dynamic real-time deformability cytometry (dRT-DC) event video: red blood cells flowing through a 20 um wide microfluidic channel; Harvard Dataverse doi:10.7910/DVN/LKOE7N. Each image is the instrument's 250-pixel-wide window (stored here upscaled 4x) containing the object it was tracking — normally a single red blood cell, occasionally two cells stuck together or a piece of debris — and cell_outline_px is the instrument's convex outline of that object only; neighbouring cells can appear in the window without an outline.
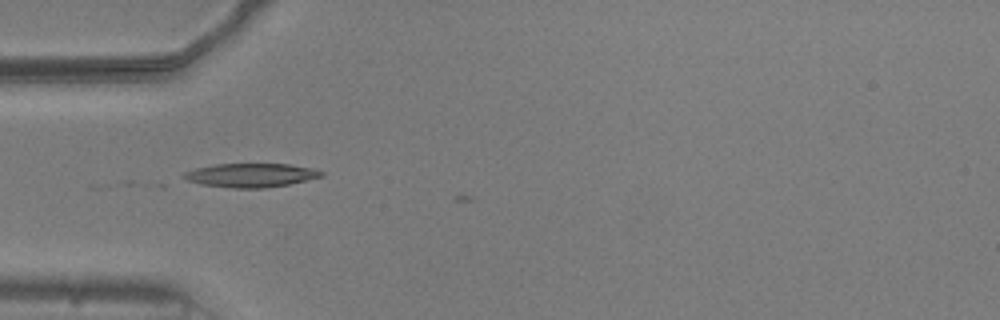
{"species": "common noctule bat (a hibernating species)", "species_latin": "Nyctalus noctula", "temperature_condition": "warm", "stored_images_in_passage": 3, "camera_frame_rate_fps": 3000, "um_per_image_px": 0.085, "animal": {"sex": "male", "body_mass_g": 20.5, "forearm_length_mm": 52.5}, "frame": {"image": 1, "passage_image": 1, "time_ms": 0.0, "image_size_px": [1000, 320], "cell_outline_px": [[324, 176], [288, 184], [264, 188], [232, 188], [200, 184], [188, 180], [184, 176], [184, 172], [196, 168], [216, 164], [288, 164], [316, 168], [324, 172]], "centroid_in_image_um": [21.38, 14.89], "position_along_channel_um": 63.6, "area_um2": 19.02}}